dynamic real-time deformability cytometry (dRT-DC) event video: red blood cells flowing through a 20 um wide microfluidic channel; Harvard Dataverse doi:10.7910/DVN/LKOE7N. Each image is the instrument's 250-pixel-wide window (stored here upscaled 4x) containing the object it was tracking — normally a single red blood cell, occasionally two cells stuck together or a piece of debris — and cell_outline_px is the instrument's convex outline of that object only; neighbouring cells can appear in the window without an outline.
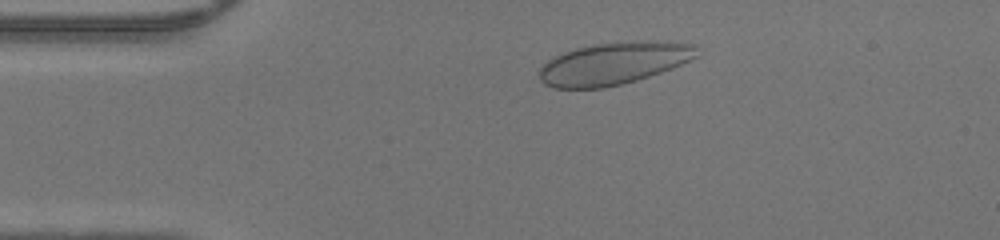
{"species": "human", "species_latin": "Homo sapiens", "temperature_condition": "warm", "stored_images_in_passage": 44, "camera_frame_rate_fps": 3000, "um_per_image_px": 0.085, "donor": {"sex": "male"}, "frame": {"image": 1, "passage_image": 6, "time_ms": 1.667, "image_size_px": [1000, 240], "cell_outline_px": [[696, 56], [672, 68], [636, 80], [604, 88], [552, 88], [544, 84], [540, 80], [540, 68], [552, 56], [576, 48], [592, 44], [696, 44]], "centroid_in_image_um": [52.01, 5.46], "position_along_channel_um": 33.0, "area_um2": 37.05}}
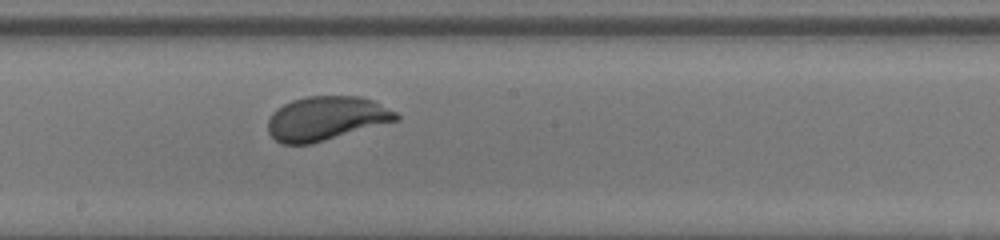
{"frame": {"image": 2, "passage_image": 22, "time_ms": 7.0, "image_size_px": [1000, 240], "cell_outline_px": [[400, 120], [312, 144], [280, 144], [268, 132], [268, 120], [272, 112], [276, 108], [292, 100], [308, 96], [360, 96], [372, 100], [396, 112], [400, 116]], "centroid_in_image_um": [27.72, 10.07], "position_along_channel_um": 220.5, "area_um2": 33.06}}
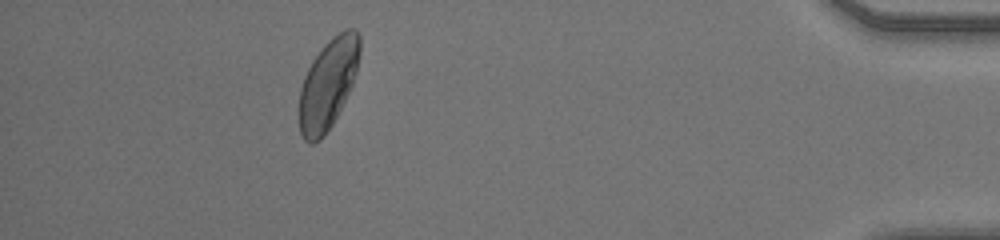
{"frame": {"image": 3, "passage_image": 39, "time_ms": 12.667, "image_size_px": [1000, 240], "cell_outline_px": [[360, 52], [356, 72], [352, 84], [332, 124], [324, 136], [320, 140], [312, 144], [308, 144], [300, 136], [300, 88], [304, 76], [312, 60], [324, 44], [332, 36], [344, 28], [356, 28], [360, 36]], "centroid_in_image_um": [27.88, 7.11], "position_along_channel_um": 407.3, "area_um2": 31.79}}